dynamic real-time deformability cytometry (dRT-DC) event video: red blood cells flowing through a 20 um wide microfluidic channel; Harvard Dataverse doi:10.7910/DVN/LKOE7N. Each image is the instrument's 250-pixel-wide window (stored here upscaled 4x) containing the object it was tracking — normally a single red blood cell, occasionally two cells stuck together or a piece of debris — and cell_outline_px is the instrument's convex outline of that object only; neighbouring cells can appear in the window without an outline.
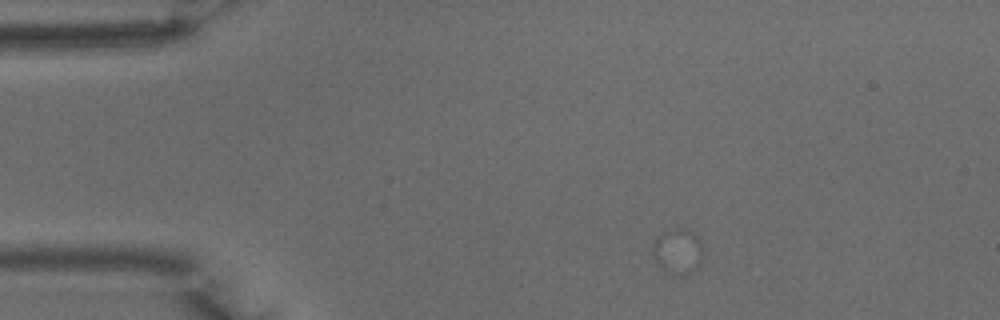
{"species": "common noctule bat (a hibernating species)", "species_latin": "Nyctalus noctula", "temperature_condition": "warm", "stored_images_in_passage": 1, "camera_frame_rate_fps": 3000, "um_per_image_px": 0.085, "animal": {"sex": "male", "body_mass_g": 15.6}, "frame": {"image": 1, "passage_image": 1, "time_ms": 0.0, "image_size_px": [1000, 320], "cell_outline_px": [[704, 252], [700, 264], [692, 272], [684, 276], [676, 276], [664, 272], [660, 268], [652, 252], [652, 244], [664, 232], [676, 228], [684, 228], [696, 236], [704, 248]], "centroid_in_image_um": [57.63, 21.42], "position_along_channel_um": 27.4, "area_um2": 13.47}}